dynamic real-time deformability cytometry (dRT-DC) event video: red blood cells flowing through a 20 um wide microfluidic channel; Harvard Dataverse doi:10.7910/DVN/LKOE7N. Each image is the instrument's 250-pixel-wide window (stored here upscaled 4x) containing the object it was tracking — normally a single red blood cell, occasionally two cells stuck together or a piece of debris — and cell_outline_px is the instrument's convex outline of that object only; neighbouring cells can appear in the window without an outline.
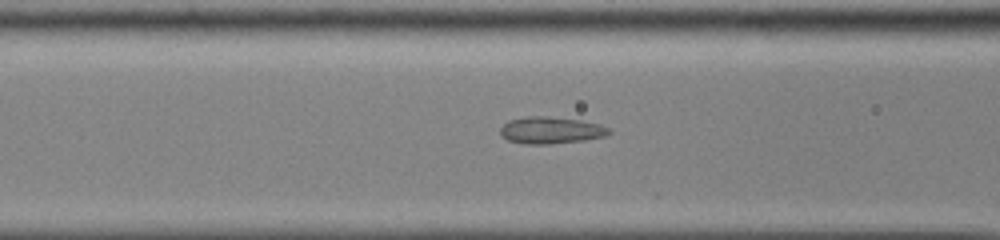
{"species": "common noctule bat (a hibernating species)", "species_latin": "Nyctalus noctula", "temperature_condition": "cold", "stored_images_in_passage": 53, "camera_frame_rate_fps": 3000, "um_per_image_px": 0.085, "animal": {"sex": "male", "body_mass_g": 13.0, "forearm_length_mm": 53.1}, "frame": {"image": 1, "passage_image": 23, "time_ms": 7.333, "image_size_px": [1000, 240], "cell_outline_px": [[612, 132], [604, 136], [584, 140], [548, 144], [524, 144], [508, 140], [500, 136], [500, 128], [508, 120], [524, 116], [548, 116], [580, 120], [600, 124], [608, 128]], "centroid_in_image_um": [46.78, 11.06], "position_along_channel_um": 119.8, "area_um2": 17.11}}
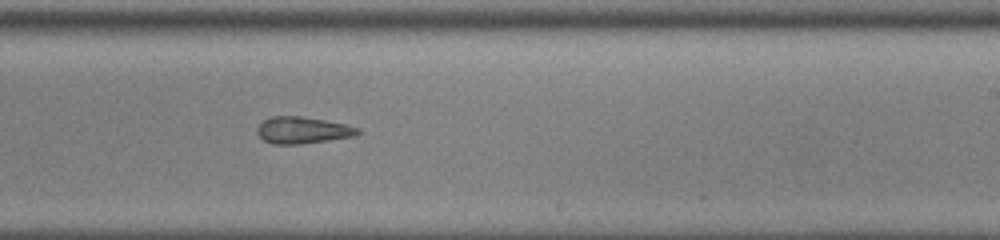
{"frame": {"image": 2, "passage_image": 34, "time_ms": 11.0, "image_size_px": [1000, 240], "cell_outline_px": [[360, 132], [356, 136], [300, 144], [272, 144], [264, 140], [256, 132], [256, 128], [264, 120], [272, 116], [300, 116], [324, 120], [344, 124], [360, 128]], "centroid_in_image_um": [25.72, 11.07], "position_along_channel_um": 263.3, "area_um2": 15.61}}
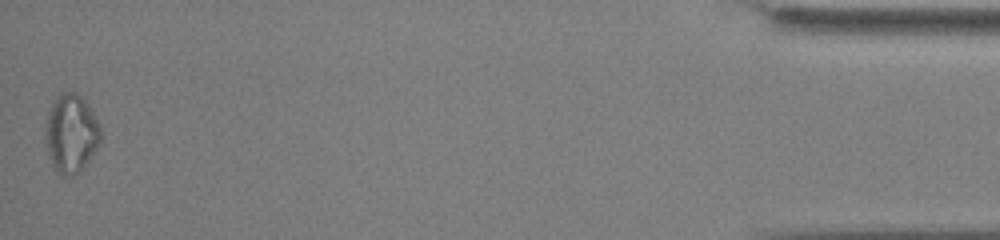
{"frame": {"image": 3, "passage_image": 53, "time_ms": 17.333, "image_size_px": [1000, 240], "cell_outline_px": [[100, 144], [80, 172], [72, 176], [56, 172], [52, 168], [48, 152], [44, 128], [48, 112], [56, 96], [60, 92], [76, 92], [92, 108], [100, 124]], "centroid_in_image_um": [6.05, 11.33], "position_along_channel_um": 429.2, "area_um2": 25.49}, "authors_computed_cell_mechanics": {"area_um2": 18.2648, "velocity_mm_per_s": 3.9201, "shape_relaxation_time_tau1_ms": null, "shape_relaxation_time_tau2_ms": 2.7188, "deformation_change_tau1": null, "deformation_change_tau2": 0.1213}}